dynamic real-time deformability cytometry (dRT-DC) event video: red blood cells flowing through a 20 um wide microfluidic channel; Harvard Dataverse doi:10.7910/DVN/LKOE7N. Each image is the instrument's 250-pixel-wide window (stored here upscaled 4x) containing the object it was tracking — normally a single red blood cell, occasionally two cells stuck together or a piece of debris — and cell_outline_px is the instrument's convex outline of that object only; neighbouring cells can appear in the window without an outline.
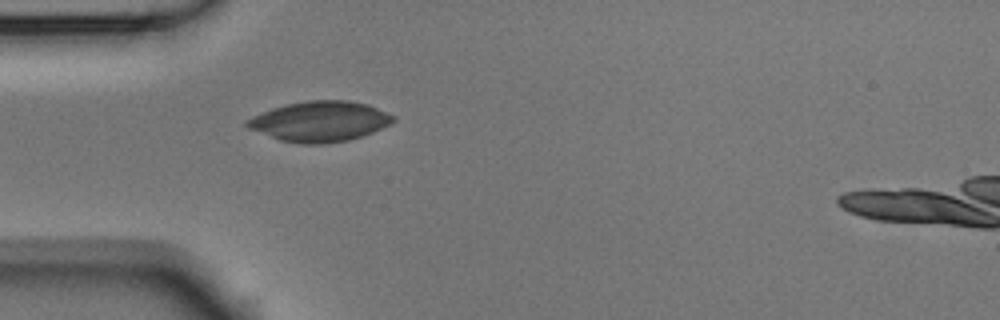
{"species": "Egyptian fruit bat (a non-hibernating species)", "species_latin": "Rousettus aegyptiacus", "temperature_condition": "room temperature", "stored_images_in_passage": 2, "camera_frame_rate_fps": 3000, "um_per_image_px": 0.085, "animal": {"sex": "male"}, "frame": {"image": 1, "passage_image": 1, "time_ms": 0.0, "image_size_px": [1000, 320], "cell_outline_px": [[396, 120], [392, 124], [372, 132], [348, 140], [324, 144], [300, 144], [280, 140], [248, 128], [244, 124], [252, 116], [272, 108], [288, 104], [308, 100], [348, 100], [368, 104], [396, 116]], "centroid_in_image_um": [27.22, 10.32], "position_along_channel_um": 57.8, "area_um2": 34.33}}